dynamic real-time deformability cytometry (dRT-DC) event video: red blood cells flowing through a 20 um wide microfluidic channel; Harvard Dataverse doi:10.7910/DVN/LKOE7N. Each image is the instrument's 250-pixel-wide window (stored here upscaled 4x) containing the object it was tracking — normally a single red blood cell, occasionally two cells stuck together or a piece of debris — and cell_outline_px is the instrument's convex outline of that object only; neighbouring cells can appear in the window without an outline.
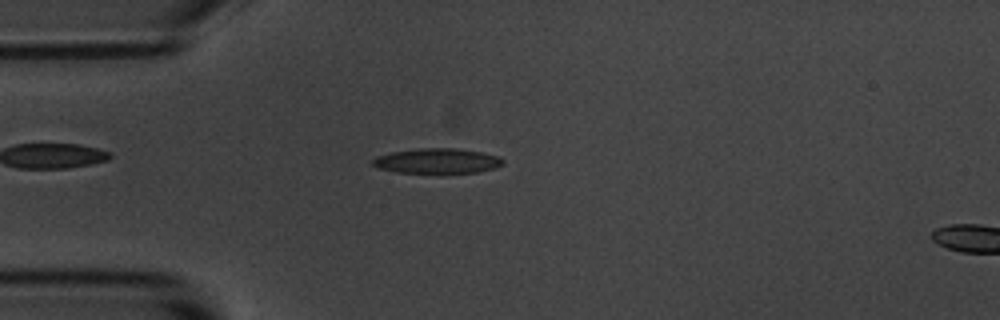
{"species": "common noctule bat (a hibernating species)", "species_latin": "Nyctalus noctula", "temperature_condition": "room temperature", "stored_images_in_passage": 54, "camera_frame_rate_fps": 3000, "um_per_image_px": 0.085, "animal": {"sex": "male", "body_mass_g": 20.1, "forearm_length_mm": 53.5}, "frame": {"image": 1, "passage_image": 14, "time_ms": 4.333, "image_size_px": [1000, 320], "cell_outline_px": [[504, 164], [496, 168], [476, 172], [448, 176], [440, 176], [396, 172], [380, 168], [372, 164], [372, 160], [376, 156], [392, 152], [420, 148], [452, 148], [480, 152], [500, 156], [504, 160]], "centroid_in_image_um": [37.2, 13.74], "position_along_channel_um": 47.8, "area_um2": 20.0}}
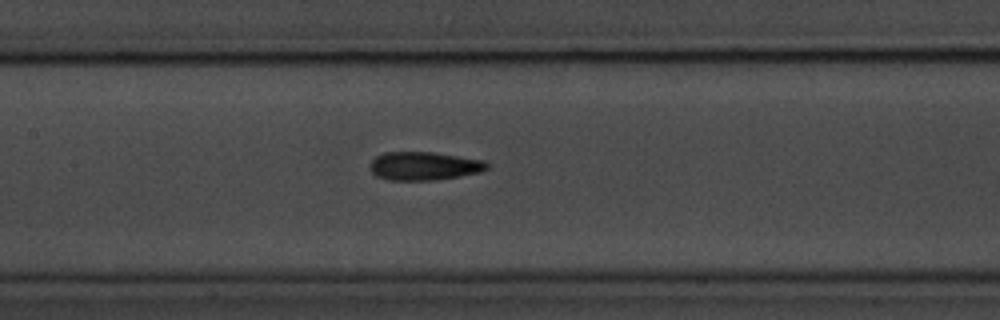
{"frame": {"image": 2, "passage_image": 25, "time_ms": 8.0, "image_size_px": [1000, 320], "cell_outline_px": [[488, 168], [480, 172], [460, 176], [436, 180], [388, 180], [376, 176], [372, 172], [372, 160], [376, 156], [384, 152], [432, 152], [484, 160], [488, 164]], "centroid_in_image_um": [36.06, 14.11], "position_along_channel_um": 171.3, "area_um2": 19.25}}
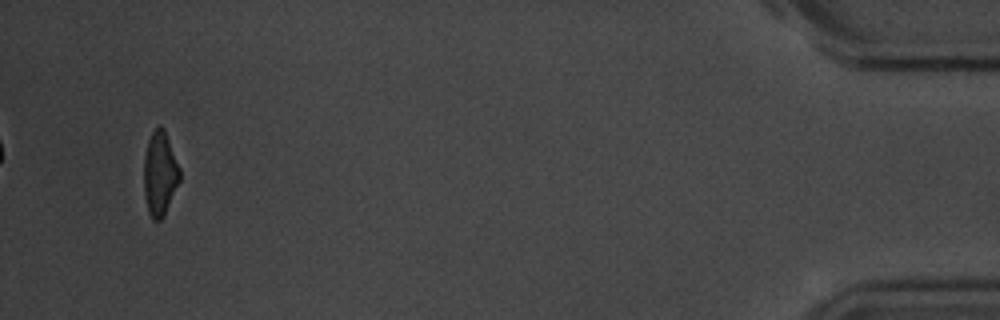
{"frame": {"image": 3, "passage_image": 52, "time_ms": 17.0, "image_size_px": [1000, 320], "cell_outline_px": [[180, 180], [164, 216], [160, 220], [152, 220], [148, 212], [144, 196], [144, 156], [148, 140], [152, 132], [160, 124], [164, 128], [180, 168]], "centroid_in_image_um": [13.58, 14.77], "position_along_channel_um": 421.6, "area_um2": 17.69}, "authors_computed_cell_mechanics": {"area_um2": 18.5538, "velocity_mm_per_s": 3.6782, "shape_relaxation_time_tau1_ms": 3.7502, "shape_relaxation_time_tau2_ms": 2.8936, "deformation_change_tau1": 0.1467, "deformation_change_tau2": 0.1095}}